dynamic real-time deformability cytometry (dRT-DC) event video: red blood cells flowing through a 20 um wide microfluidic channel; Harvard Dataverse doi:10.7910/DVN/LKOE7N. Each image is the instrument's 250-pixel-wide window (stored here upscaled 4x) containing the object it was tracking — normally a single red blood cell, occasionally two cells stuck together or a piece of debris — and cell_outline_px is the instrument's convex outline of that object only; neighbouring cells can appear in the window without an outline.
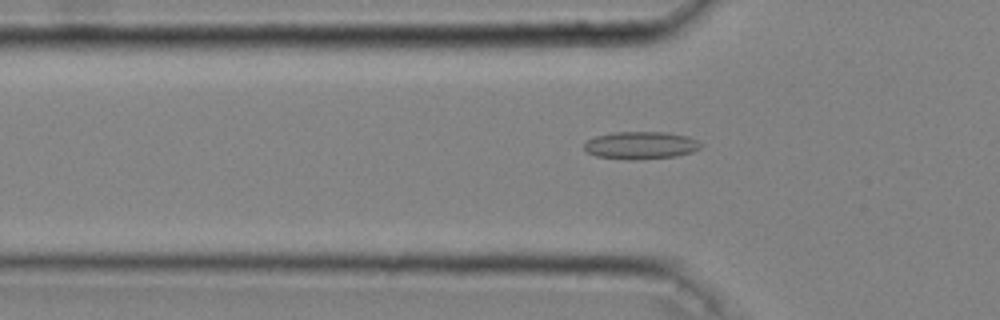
{"species": "common noctule bat (a hibernating species)", "species_latin": "Nyctalus noctula", "temperature_condition": "cold", "stored_images_in_passage": 46, "camera_frame_rate_fps": 3000, "um_per_image_px": 0.085, "animal": {"sex": "male", "body_mass_g": 20.4}, "frame": {"image": 1, "passage_image": 16, "time_ms": 5.0, "image_size_px": [1000, 320], "cell_outline_px": [[704, 144], [700, 148], [692, 152], [676, 156], [636, 160], [628, 160], [596, 156], [588, 152], [584, 148], [584, 144], [588, 140], [596, 136], [616, 132], [668, 132], [688, 136]], "centroid_in_image_um": [54.5, 12.35], "position_along_channel_um": 71.3, "area_um2": 18.79}}
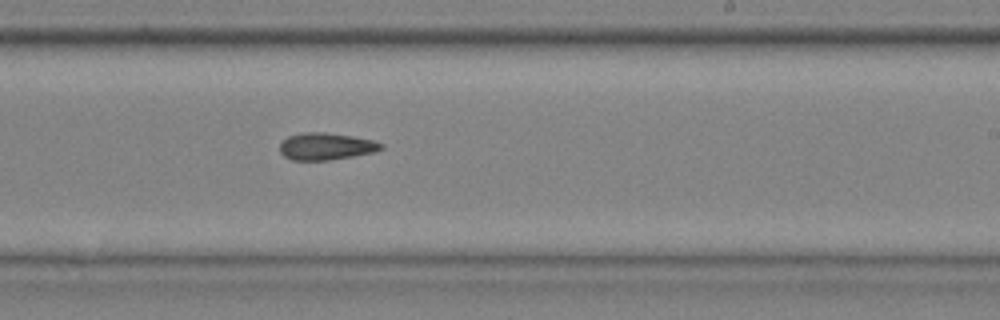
{"frame": {"image": 2, "passage_image": 30, "time_ms": 9.667, "image_size_px": [1000, 320], "cell_outline_px": [[384, 148], [376, 152], [328, 160], [292, 160], [284, 156], [280, 152], [280, 144], [288, 136], [304, 132], [324, 132], [352, 136], [372, 140], [384, 144]], "centroid_in_image_um": [27.73, 12.44], "position_along_channel_um": 261.3, "area_um2": 15.95}}
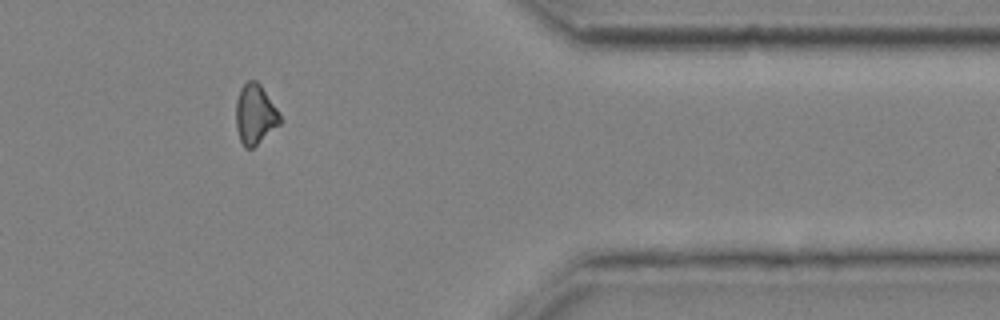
{"frame": {"image": 3, "passage_image": 41, "time_ms": 13.333, "image_size_px": [1000, 320], "cell_outline_px": [[280, 124], [252, 148], [244, 148], [240, 140], [236, 128], [236, 100], [240, 88], [248, 80], [256, 80], [260, 84], [276, 108], [280, 116]], "centroid_in_image_um": [21.65, 9.71], "position_along_channel_um": 389.7, "area_um2": 15.2}, "authors_computed_cell_mechanics": {"area_um2": 16.4441, "velocity_mm_per_s": 4.0772, "shape_relaxation_time_tau1_ms": null, "shape_relaxation_time_tau2_ms": 9.0841, "deformation_change_tau1": null, "deformation_change_tau2": 0.1922}}